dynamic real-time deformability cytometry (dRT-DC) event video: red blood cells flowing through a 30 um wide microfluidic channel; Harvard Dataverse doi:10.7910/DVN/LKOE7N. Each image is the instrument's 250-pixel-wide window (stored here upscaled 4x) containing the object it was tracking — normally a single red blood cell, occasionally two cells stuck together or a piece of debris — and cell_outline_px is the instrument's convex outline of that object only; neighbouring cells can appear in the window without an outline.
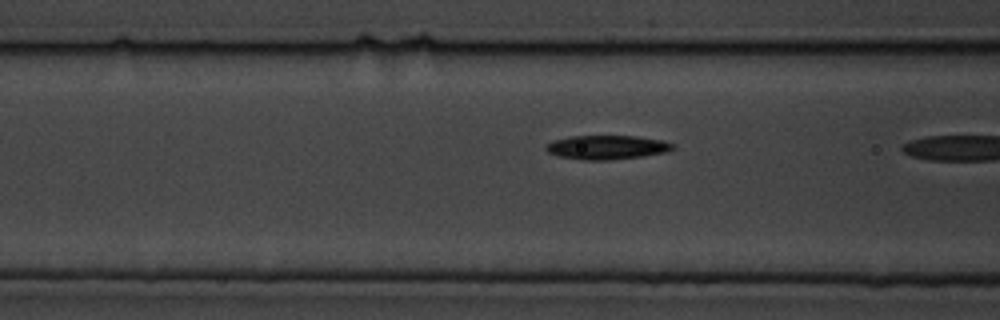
{"species": "common noctule bat (a hibernating species)", "species_latin": "Nyctalus noctula", "temperature_condition": "cold", "stored_images_in_passage": 11, "camera_frame_rate_fps": 3000, "um_per_image_px": 0.085, "animal": {"sex": "male", "body_mass_g": 19.5, "forearm_length_mm": 54.6}, "frame": {"image": 1, "passage_image": 10, "time_ms": 3.0, "image_size_px": [1000, 320], "cell_outline_px": [[676, 148], [668, 152], [644, 156], [608, 160], [584, 160], [560, 156], [548, 152], [544, 148], [552, 140], [572, 136], [636, 136], [664, 140], [676, 144]], "centroid_in_image_um": [51.66, 12.52], "position_along_channel_um": 114.9, "area_um2": 17.92}}